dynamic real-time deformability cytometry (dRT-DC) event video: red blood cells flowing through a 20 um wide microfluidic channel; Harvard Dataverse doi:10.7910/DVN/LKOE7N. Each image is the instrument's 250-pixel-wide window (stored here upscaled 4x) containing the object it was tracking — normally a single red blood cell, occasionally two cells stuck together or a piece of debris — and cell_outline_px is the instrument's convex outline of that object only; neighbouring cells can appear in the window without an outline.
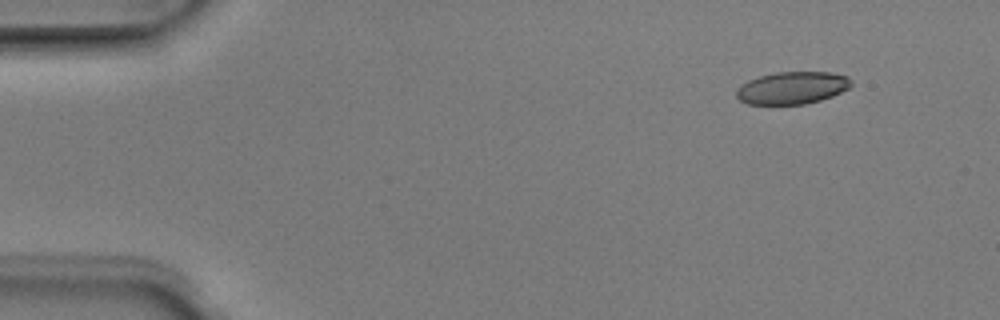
{"species": "Egyptian fruit bat (a non-hibernating species)", "species_latin": "Rousettus aegyptiacus", "temperature_condition": "room temperature", "stored_images_in_passage": 6, "camera_frame_rate_fps": 3000, "um_per_image_px": 0.085, "animal": {"sex": "male"}, "frame": {"image": 1, "passage_image": 1, "time_ms": 0.0, "image_size_px": [1000, 320], "cell_outline_px": [[852, 84], [848, 88], [832, 96], [820, 100], [804, 104], [748, 104], [740, 100], [736, 96], [736, 92], [740, 84], [748, 80], [760, 76], [776, 72], [832, 72], [848, 76], [852, 80]], "centroid_in_image_um": [67.34, 7.46], "position_along_channel_um": 17.7, "area_um2": 21.68}}